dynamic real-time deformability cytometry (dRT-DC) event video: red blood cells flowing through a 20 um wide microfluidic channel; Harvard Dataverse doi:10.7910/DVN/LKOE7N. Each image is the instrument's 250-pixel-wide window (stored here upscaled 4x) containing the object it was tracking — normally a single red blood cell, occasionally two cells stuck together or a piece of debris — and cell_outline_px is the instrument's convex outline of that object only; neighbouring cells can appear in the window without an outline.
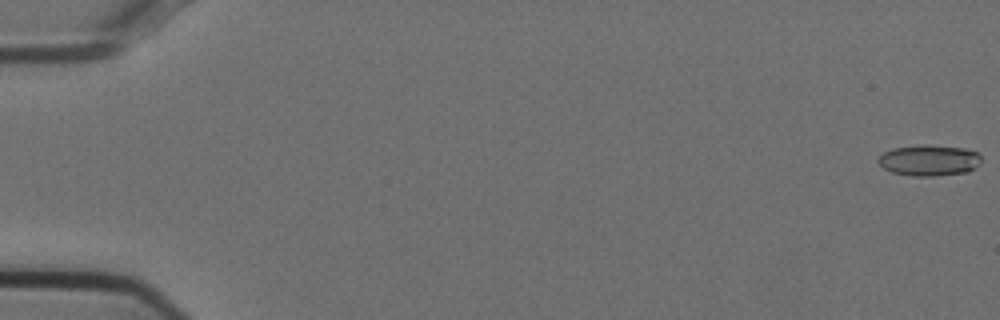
{"species": "Egyptian fruit bat (a non-hibernating species)", "species_latin": "Rousettus aegyptiacus", "temperature_condition": "cold", "stored_images_in_passage": 55, "camera_frame_rate_fps": 3000, "um_per_image_px": 0.085, "animal": {"sex": "female"}, "frame": {"image": 1, "passage_image": 1, "time_ms": 0.0, "image_size_px": [1000, 320], "cell_outline_px": [[980, 164], [968, 172], [936, 176], [912, 176], [892, 172], [884, 168], [876, 160], [884, 152], [892, 148], [964, 148], [980, 152]], "centroid_in_image_um": [79.01, 13.69], "position_along_channel_um": 6.0, "area_um2": 17.74}}
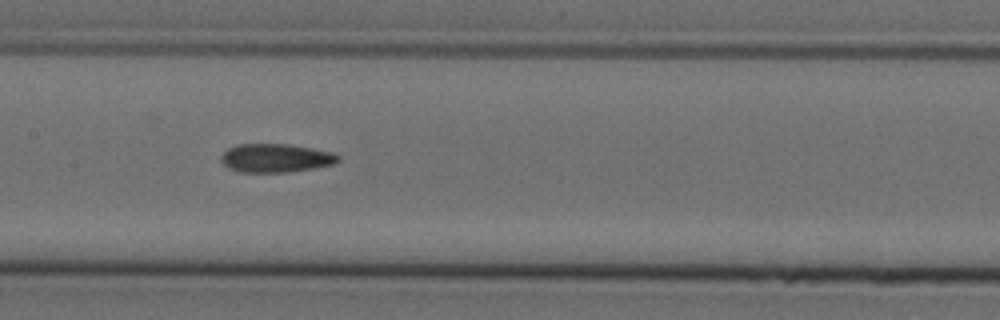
{"frame": {"image": 2, "passage_image": 28, "time_ms": 9.0, "image_size_px": [1000, 320], "cell_outline_px": [[340, 160], [336, 164], [288, 172], [240, 172], [228, 168], [220, 160], [220, 156], [228, 148], [236, 144], [288, 144], [312, 148], [332, 152], [340, 156]], "centroid_in_image_um": [23.44, 13.43], "position_along_channel_um": 184.0, "area_um2": 19.59}}
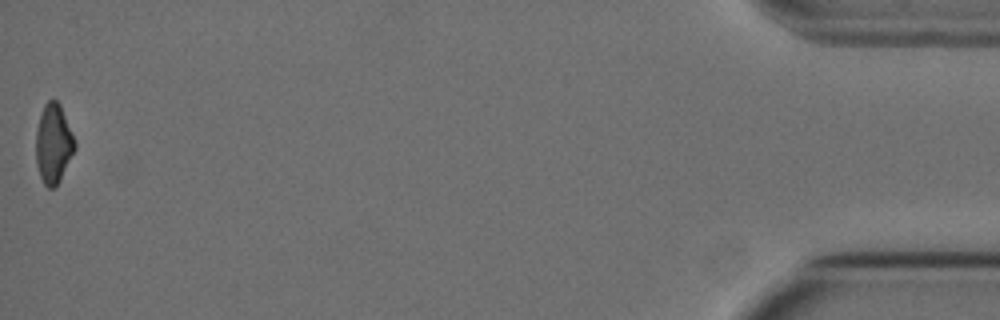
{"frame": {"image": 3, "passage_image": 55, "time_ms": 18.0, "image_size_px": [1000, 320], "cell_outline_px": [[76, 148], [56, 188], [48, 188], [44, 184], [40, 176], [36, 164], [36, 132], [40, 116], [44, 104], [48, 100], [56, 100], [60, 104], [76, 144]], "centroid_in_image_um": [4.53, 12.24], "position_along_channel_um": 430.7, "area_um2": 17.86}, "authors_computed_cell_mechanics": {"area_um2": 18.9584, "velocity_mm_per_s": 3.7556, "shape_relaxation_time_tau1_ms": null, "shape_relaxation_time_tau2_ms": 3.5226, "deformation_change_tau1": null, "deformation_change_tau2": 0.1122}}